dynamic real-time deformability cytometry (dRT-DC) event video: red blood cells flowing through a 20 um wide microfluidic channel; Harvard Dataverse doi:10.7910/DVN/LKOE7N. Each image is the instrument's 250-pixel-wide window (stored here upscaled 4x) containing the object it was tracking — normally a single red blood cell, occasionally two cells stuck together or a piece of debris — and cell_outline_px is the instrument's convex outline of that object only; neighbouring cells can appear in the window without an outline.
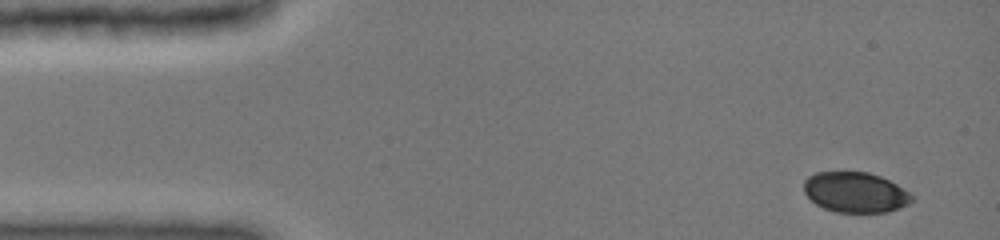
{"species": "common noctule bat (a hibernating species)", "species_latin": "Nyctalus noctula", "temperature_condition": "cold", "stored_images_in_passage": 4, "camera_frame_rate_fps": 3000, "um_per_image_px": 0.085, "animal": {"sex": "female", "body_mass_g": 19.0, "forearm_length_mm": 51.5}, "frame": {"image": 1, "passage_image": 1, "time_ms": 0.0, "image_size_px": [1000, 240], "cell_outline_px": [[912, 200], [908, 204], [900, 208], [888, 212], [836, 212], [824, 208], [816, 204], [804, 192], [804, 180], [808, 176], [816, 172], [868, 172], [880, 176], [896, 184], [908, 192], [912, 196]], "centroid_in_image_um": [72.69, 16.34], "position_along_channel_um": 12.3, "area_um2": 25.26}}
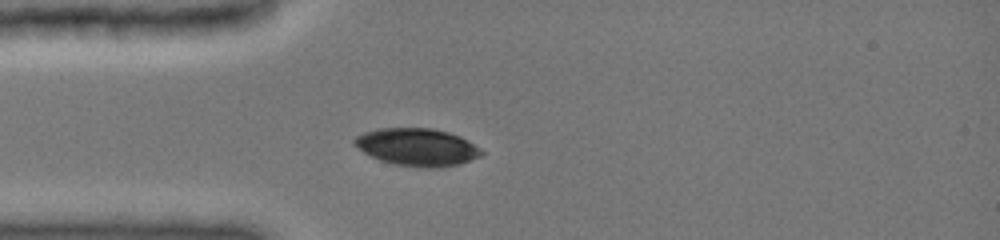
{"frame": {"image": 2, "passage_image": 4, "time_ms": 3.333, "image_size_px": [1000, 240], "cell_outline_px": [[484, 152], [480, 156], [460, 164], [432, 168], [424, 168], [392, 164], [380, 160], [364, 152], [352, 144], [352, 140], [356, 136], [364, 132], [380, 128], [432, 128], [448, 132], [460, 136], [480, 148]], "centroid_in_image_um": [35.44, 12.5], "position_along_channel_um": 49.6, "area_um2": 27.8}}